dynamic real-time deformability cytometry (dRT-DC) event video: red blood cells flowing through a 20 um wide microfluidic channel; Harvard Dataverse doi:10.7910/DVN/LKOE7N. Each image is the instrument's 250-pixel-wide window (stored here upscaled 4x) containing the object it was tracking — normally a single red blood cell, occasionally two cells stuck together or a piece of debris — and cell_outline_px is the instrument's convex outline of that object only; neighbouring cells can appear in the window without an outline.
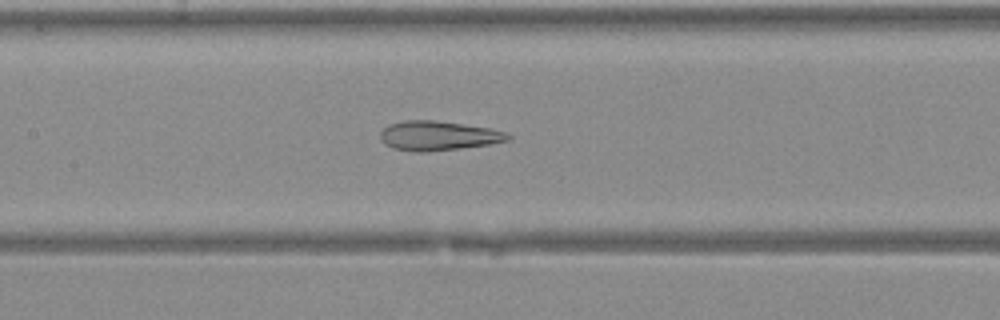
{"species": "Egyptian fruit bat (a non-hibernating species)", "species_latin": "Rousettus aegyptiacus", "temperature_condition": "warm", "stored_images_in_passage": 37, "camera_frame_rate_fps": 3000, "um_per_image_px": 0.085, "animal": {"sex": "female"}, "frame": {"image": 1, "passage_image": 19, "time_ms": 6.0, "image_size_px": [1000, 320], "cell_outline_px": [[512, 136], [508, 140], [488, 144], [460, 148], [424, 152], [416, 152], [392, 148], [384, 144], [380, 140], [380, 132], [388, 124], [404, 120], [436, 120], [492, 128], [504, 132]], "centroid_in_image_um": [37.2, 11.53], "position_along_channel_um": 170.2, "area_um2": 21.96}}
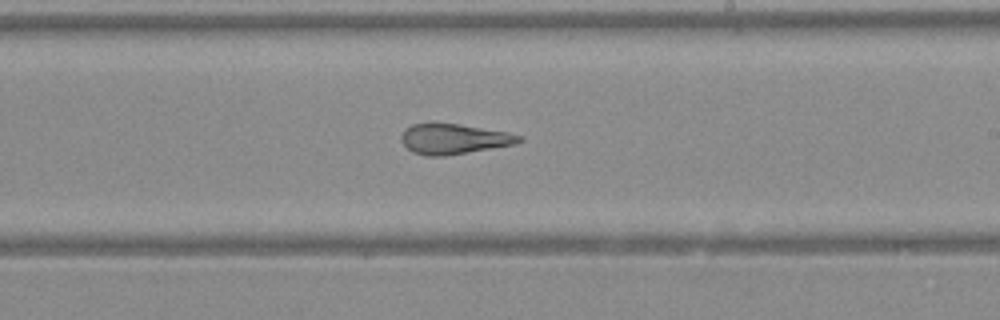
{"frame": {"image": 2, "passage_image": 24, "time_ms": 7.667, "image_size_px": [1000, 320], "cell_outline_px": [[524, 140], [516, 144], [444, 156], [428, 156], [412, 152], [400, 140], [400, 136], [404, 128], [412, 124], [460, 124], [508, 132], [524, 136]], "centroid_in_image_um": [38.59, 11.81], "position_along_channel_um": 250.4, "area_um2": 20.75}}
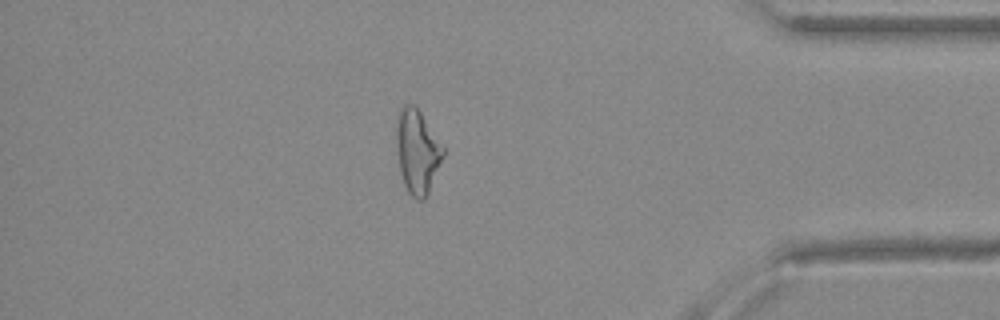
{"frame": {"image": 3, "passage_image": 35, "time_ms": 11.333, "image_size_px": [1000, 320], "cell_outline_px": [[444, 156], [428, 192], [424, 200], [416, 200], [408, 192], [404, 184], [400, 172], [396, 140], [396, 120], [404, 104], [412, 104], [420, 112], [444, 148]], "centroid_in_image_um": [35.46, 12.9], "position_along_channel_um": 399.7, "area_um2": 22.48}}